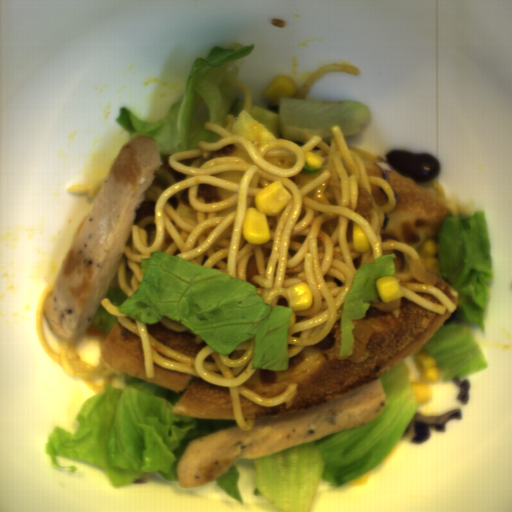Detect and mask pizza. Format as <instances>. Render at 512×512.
Masks as SVG:
<instances>
[{
    "label": "pizza",
    "mask_w": 512,
    "mask_h": 512,
    "mask_svg": "<svg viewBox=\"0 0 512 512\" xmlns=\"http://www.w3.org/2000/svg\"><path fill=\"white\" fill-rule=\"evenodd\" d=\"M370 301L364 318H352V355L340 357L339 318L315 345L289 357L283 371L256 369L243 383L261 398L281 396L297 383L295 397L277 406H257L240 394L245 419H270L330 403L375 381L422 348L453 313L438 314L401 297Z\"/></svg>",
    "instance_id": "pizza-1"
},
{
    "label": "pizza",
    "mask_w": 512,
    "mask_h": 512,
    "mask_svg": "<svg viewBox=\"0 0 512 512\" xmlns=\"http://www.w3.org/2000/svg\"><path fill=\"white\" fill-rule=\"evenodd\" d=\"M366 167L367 174L386 181L395 197L396 206L384 214L380 232L385 242H400L413 248L419 260L402 251L383 250L384 255L395 254L394 272H409L412 283L432 285L455 304L458 312L461 294L442 274L438 234L446 216H454L433 191L405 177L390 164L371 152L347 143Z\"/></svg>",
    "instance_id": "pizza-2"
},
{
    "label": "pizza",
    "mask_w": 512,
    "mask_h": 512,
    "mask_svg": "<svg viewBox=\"0 0 512 512\" xmlns=\"http://www.w3.org/2000/svg\"><path fill=\"white\" fill-rule=\"evenodd\" d=\"M99 366L116 375L182 392L171 411L178 415L236 420L227 387L211 385L201 377L170 371L156 363L154 378L147 379L142 339L118 320L102 339Z\"/></svg>",
    "instance_id": "pizza-3"
},
{
    "label": "pizza",
    "mask_w": 512,
    "mask_h": 512,
    "mask_svg": "<svg viewBox=\"0 0 512 512\" xmlns=\"http://www.w3.org/2000/svg\"><path fill=\"white\" fill-rule=\"evenodd\" d=\"M145 326L148 334L158 342L193 359L208 346L203 340L196 344L193 334L172 330L161 320L156 323H145Z\"/></svg>",
    "instance_id": "pizza-4"
},
{
    "label": "pizza",
    "mask_w": 512,
    "mask_h": 512,
    "mask_svg": "<svg viewBox=\"0 0 512 512\" xmlns=\"http://www.w3.org/2000/svg\"><path fill=\"white\" fill-rule=\"evenodd\" d=\"M231 132L248 138L260 149L267 141L285 139L284 137L278 138L265 124L253 119L250 112L242 109L234 119Z\"/></svg>",
    "instance_id": "pizza-5"
},
{
    "label": "pizza",
    "mask_w": 512,
    "mask_h": 512,
    "mask_svg": "<svg viewBox=\"0 0 512 512\" xmlns=\"http://www.w3.org/2000/svg\"><path fill=\"white\" fill-rule=\"evenodd\" d=\"M166 202L184 221L197 222L196 209L190 206L189 191L186 189L177 191Z\"/></svg>",
    "instance_id": "pizza-6"
},
{
    "label": "pizza",
    "mask_w": 512,
    "mask_h": 512,
    "mask_svg": "<svg viewBox=\"0 0 512 512\" xmlns=\"http://www.w3.org/2000/svg\"><path fill=\"white\" fill-rule=\"evenodd\" d=\"M234 192L229 189L217 186L199 184L197 190V200L201 203H219L227 198L232 197Z\"/></svg>",
    "instance_id": "pizza-7"
},
{
    "label": "pizza",
    "mask_w": 512,
    "mask_h": 512,
    "mask_svg": "<svg viewBox=\"0 0 512 512\" xmlns=\"http://www.w3.org/2000/svg\"><path fill=\"white\" fill-rule=\"evenodd\" d=\"M212 155L214 157L215 156H232V157L240 158L242 160H245V161L251 162V163H252V160H253V158L250 155H248L236 143L228 145V146H224V147L220 148L219 150L213 152Z\"/></svg>",
    "instance_id": "pizza-8"
},
{
    "label": "pizza",
    "mask_w": 512,
    "mask_h": 512,
    "mask_svg": "<svg viewBox=\"0 0 512 512\" xmlns=\"http://www.w3.org/2000/svg\"><path fill=\"white\" fill-rule=\"evenodd\" d=\"M258 274V266L256 262L255 255L249 256L246 265V278L245 281H249L256 288H261L259 284L254 280L255 276Z\"/></svg>",
    "instance_id": "pizza-9"
},
{
    "label": "pizza",
    "mask_w": 512,
    "mask_h": 512,
    "mask_svg": "<svg viewBox=\"0 0 512 512\" xmlns=\"http://www.w3.org/2000/svg\"><path fill=\"white\" fill-rule=\"evenodd\" d=\"M243 171H233V172H224V173H214V178L221 179L236 185L241 184L243 179Z\"/></svg>",
    "instance_id": "pizza-10"
}]
</instances>
